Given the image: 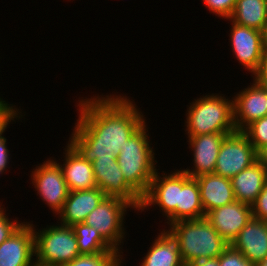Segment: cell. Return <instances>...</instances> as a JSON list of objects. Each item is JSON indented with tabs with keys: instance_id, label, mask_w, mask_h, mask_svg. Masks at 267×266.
Here are the masks:
<instances>
[{
	"instance_id": "25",
	"label": "cell",
	"mask_w": 267,
	"mask_h": 266,
	"mask_svg": "<svg viewBox=\"0 0 267 266\" xmlns=\"http://www.w3.org/2000/svg\"><path fill=\"white\" fill-rule=\"evenodd\" d=\"M125 258L121 253H99L93 255H79L71 262L62 266H120Z\"/></svg>"
},
{
	"instance_id": "22",
	"label": "cell",
	"mask_w": 267,
	"mask_h": 266,
	"mask_svg": "<svg viewBox=\"0 0 267 266\" xmlns=\"http://www.w3.org/2000/svg\"><path fill=\"white\" fill-rule=\"evenodd\" d=\"M205 217L200 197V189L196 178L188 176L179 169V205H177V221L193 220Z\"/></svg>"
},
{
	"instance_id": "5",
	"label": "cell",
	"mask_w": 267,
	"mask_h": 266,
	"mask_svg": "<svg viewBox=\"0 0 267 266\" xmlns=\"http://www.w3.org/2000/svg\"><path fill=\"white\" fill-rule=\"evenodd\" d=\"M30 223L34 231L35 262L62 266L80 255L72 226L47 224V227L38 230L32 221Z\"/></svg>"
},
{
	"instance_id": "4",
	"label": "cell",
	"mask_w": 267,
	"mask_h": 266,
	"mask_svg": "<svg viewBox=\"0 0 267 266\" xmlns=\"http://www.w3.org/2000/svg\"><path fill=\"white\" fill-rule=\"evenodd\" d=\"M211 93L192 100L186 110L185 132L187 136L211 133H234L233 98Z\"/></svg>"
},
{
	"instance_id": "13",
	"label": "cell",
	"mask_w": 267,
	"mask_h": 266,
	"mask_svg": "<svg viewBox=\"0 0 267 266\" xmlns=\"http://www.w3.org/2000/svg\"><path fill=\"white\" fill-rule=\"evenodd\" d=\"M231 133H211L187 136V144L192 153V166L182 169L188 176L196 178L203 174L214 173L219 149L225 137Z\"/></svg>"
},
{
	"instance_id": "37",
	"label": "cell",
	"mask_w": 267,
	"mask_h": 266,
	"mask_svg": "<svg viewBox=\"0 0 267 266\" xmlns=\"http://www.w3.org/2000/svg\"><path fill=\"white\" fill-rule=\"evenodd\" d=\"M256 266H267V257L264 260L258 262Z\"/></svg>"
},
{
	"instance_id": "38",
	"label": "cell",
	"mask_w": 267,
	"mask_h": 266,
	"mask_svg": "<svg viewBox=\"0 0 267 266\" xmlns=\"http://www.w3.org/2000/svg\"><path fill=\"white\" fill-rule=\"evenodd\" d=\"M32 266H48V265H43V264H39L37 262H34Z\"/></svg>"
},
{
	"instance_id": "35",
	"label": "cell",
	"mask_w": 267,
	"mask_h": 266,
	"mask_svg": "<svg viewBox=\"0 0 267 266\" xmlns=\"http://www.w3.org/2000/svg\"><path fill=\"white\" fill-rule=\"evenodd\" d=\"M258 160L267 168V145H265L258 153Z\"/></svg>"
},
{
	"instance_id": "3",
	"label": "cell",
	"mask_w": 267,
	"mask_h": 266,
	"mask_svg": "<svg viewBox=\"0 0 267 266\" xmlns=\"http://www.w3.org/2000/svg\"><path fill=\"white\" fill-rule=\"evenodd\" d=\"M147 126L145 123L125 141V145L121 147L120 154L117 156L125 181L141 197L147 193L158 166L148 133L150 128Z\"/></svg>"
},
{
	"instance_id": "21",
	"label": "cell",
	"mask_w": 267,
	"mask_h": 266,
	"mask_svg": "<svg viewBox=\"0 0 267 266\" xmlns=\"http://www.w3.org/2000/svg\"><path fill=\"white\" fill-rule=\"evenodd\" d=\"M152 241L140 266H185L182 262L177 241L164 228Z\"/></svg>"
},
{
	"instance_id": "17",
	"label": "cell",
	"mask_w": 267,
	"mask_h": 266,
	"mask_svg": "<svg viewBox=\"0 0 267 266\" xmlns=\"http://www.w3.org/2000/svg\"><path fill=\"white\" fill-rule=\"evenodd\" d=\"M64 148V161L59 162L69 191L88 190L97 187L92 162L84 159L69 143Z\"/></svg>"
},
{
	"instance_id": "15",
	"label": "cell",
	"mask_w": 267,
	"mask_h": 266,
	"mask_svg": "<svg viewBox=\"0 0 267 266\" xmlns=\"http://www.w3.org/2000/svg\"><path fill=\"white\" fill-rule=\"evenodd\" d=\"M205 218L229 244L252 218V206L234 201L209 211Z\"/></svg>"
},
{
	"instance_id": "11",
	"label": "cell",
	"mask_w": 267,
	"mask_h": 266,
	"mask_svg": "<svg viewBox=\"0 0 267 266\" xmlns=\"http://www.w3.org/2000/svg\"><path fill=\"white\" fill-rule=\"evenodd\" d=\"M230 21L229 42L232 55L235 56L243 69L252 75L259 66L264 53L262 32Z\"/></svg>"
},
{
	"instance_id": "14",
	"label": "cell",
	"mask_w": 267,
	"mask_h": 266,
	"mask_svg": "<svg viewBox=\"0 0 267 266\" xmlns=\"http://www.w3.org/2000/svg\"><path fill=\"white\" fill-rule=\"evenodd\" d=\"M35 262L34 231L24 223L0 244V266H32Z\"/></svg>"
},
{
	"instance_id": "39",
	"label": "cell",
	"mask_w": 267,
	"mask_h": 266,
	"mask_svg": "<svg viewBox=\"0 0 267 266\" xmlns=\"http://www.w3.org/2000/svg\"><path fill=\"white\" fill-rule=\"evenodd\" d=\"M4 171H5L4 169L0 168V174H2V175H3V173L5 174L6 172H4Z\"/></svg>"
},
{
	"instance_id": "23",
	"label": "cell",
	"mask_w": 267,
	"mask_h": 266,
	"mask_svg": "<svg viewBox=\"0 0 267 266\" xmlns=\"http://www.w3.org/2000/svg\"><path fill=\"white\" fill-rule=\"evenodd\" d=\"M229 20L262 32L267 21V0H236Z\"/></svg>"
},
{
	"instance_id": "36",
	"label": "cell",
	"mask_w": 267,
	"mask_h": 266,
	"mask_svg": "<svg viewBox=\"0 0 267 266\" xmlns=\"http://www.w3.org/2000/svg\"><path fill=\"white\" fill-rule=\"evenodd\" d=\"M262 37H263L264 49H265V51H267V21H266L264 29L262 31Z\"/></svg>"
},
{
	"instance_id": "8",
	"label": "cell",
	"mask_w": 267,
	"mask_h": 266,
	"mask_svg": "<svg viewBox=\"0 0 267 266\" xmlns=\"http://www.w3.org/2000/svg\"><path fill=\"white\" fill-rule=\"evenodd\" d=\"M159 168L156 170L147 193L142 197V203L139 212H145L152 206L162 212L165 216L167 226L177 221V205H179V170L174 169L170 173L162 171L160 175ZM163 176V177H162ZM148 208V209H147Z\"/></svg>"
},
{
	"instance_id": "6",
	"label": "cell",
	"mask_w": 267,
	"mask_h": 266,
	"mask_svg": "<svg viewBox=\"0 0 267 266\" xmlns=\"http://www.w3.org/2000/svg\"><path fill=\"white\" fill-rule=\"evenodd\" d=\"M135 208L126 200L105 197L86 217L84 223L95 228L101 237L116 251H122L126 239L125 217L128 210Z\"/></svg>"
},
{
	"instance_id": "26",
	"label": "cell",
	"mask_w": 267,
	"mask_h": 266,
	"mask_svg": "<svg viewBox=\"0 0 267 266\" xmlns=\"http://www.w3.org/2000/svg\"><path fill=\"white\" fill-rule=\"evenodd\" d=\"M242 132L258 153L267 145V115L248 125Z\"/></svg>"
},
{
	"instance_id": "27",
	"label": "cell",
	"mask_w": 267,
	"mask_h": 266,
	"mask_svg": "<svg viewBox=\"0 0 267 266\" xmlns=\"http://www.w3.org/2000/svg\"><path fill=\"white\" fill-rule=\"evenodd\" d=\"M16 107L13 103L9 104L7 101H0V134L7 128H9L10 123L13 124L16 120L24 118L25 112ZM24 114V115H23Z\"/></svg>"
},
{
	"instance_id": "33",
	"label": "cell",
	"mask_w": 267,
	"mask_h": 266,
	"mask_svg": "<svg viewBox=\"0 0 267 266\" xmlns=\"http://www.w3.org/2000/svg\"><path fill=\"white\" fill-rule=\"evenodd\" d=\"M7 130L5 129L1 134H0V168L4 169L5 172H7L6 170H8L7 168H9V164L11 160V156H10V150L8 149V145H7V138L4 137V133Z\"/></svg>"
},
{
	"instance_id": "1",
	"label": "cell",
	"mask_w": 267,
	"mask_h": 266,
	"mask_svg": "<svg viewBox=\"0 0 267 266\" xmlns=\"http://www.w3.org/2000/svg\"><path fill=\"white\" fill-rule=\"evenodd\" d=\"M90 97L76 101L78 119L68 143L89 162L117 158L125 141L147 123L146 117L126 94Z\"/></svg>"
},
{
	"instance_id": "19",
	"label": "cell",
	"mask_w": 267,
	"mask_h": 266,
	"mask_svg": "<svg viewBox=\"0 0 267 266\" xmlns=\"http://www.w3.org/2000/svg\"><path fill=\"white\" fill-rule=\"evenodd\" d=\"M205 215L218 207L236 201L231 179L215 173L196 177Z\"/></svg>"
},
{
	"instance_id": "9",
	"label": "cell",
	"mask_w": 267,
	"mask_h": 266,
	"mask_svg": "<svg viewBox=\"0 0 267 266\" xmlns=\"http://www.w3.org/2000/svg\"><path fill=\"white\" fill-rule=\"evenodd\" d=\"M257 160V151L247 136L242 131H235L222 142L214 173L231 179Z\"/></svg>"
},
{
	"instance_id": "31",
	"label": "cell",
	"mask_w": 267,
	"mask_h": 266,
	"mask_svg": "<svg viewBox=\"0 0 267 266\" xmlns=\"http://www.w3.org/2000/svg\"><path fill=\"white\" fill-rule=\"evenodd\" d=\"M252 217L267 221V182L252 205Z\"/></svg>"
},
{
	"instance_id": "18",
	"label": "cell",
	"mask_w": 267,
	"mask_h": 266,
	"mask_svg": "<svg viewBox=\"0 0 267 266\" xmlns=\"http://www.w3.org/2000/svg\"><path fill=\"white\" fill-rule=\"evenodd\" d=\"M98 187L88 190L70 191L62 210L57 214L58 221L65 226H73L85 221L98 204L105 198Z\"/></svg>"
},
{
	"instance_id": "30",
	"label": "cell",
	"mask_w": 267,
	"mask_h": 266,
	"mask_svg": "<svg viewBox=\"0 0 267 266\" xmlns=\"http://www.w3.org/2000/svg\"><path fill=\"white\" fill-rule=\"evenodd\" d=\"M220 266H256L249 262L240 251L235 250L229 245L218 257Z\"/></svg>"
},
{
	"instance_id": "10",
	"label": "cell",
	"mask_w": 267,
	"mask_h": 266,
	"mask_svg": "<svg viewBox=\"0 0 267 266\" xmlns=\"http://www.w3.org/2000/svg\"><path fill=\"white\" fill-rule=\"evenodd\" d=\"M97 187L106 197H116L129 202L137 213L142 197L125 181L117 158H97L92 162Z\"/></svg>"
},
{
	"instance_id": "24",
	"label": "cell",
	"mask_w": 267,
	"mask_h": 266,
	"mask_svg": "<svg viewBox=\"0 0 267 266\" xmlns=\"http://www.w3.org/2000/svg\"><path fill=\"white\" fill-rule=\"evenodd\" d=\"M74 229L80 255H93L99 253H120L114 250L98 233V231L85 224L76 223Z\"/></svg>"
},
{
	"instance_id": "34",
	"label": "cell",
	"mask_w": 267,
	"mask_h": 266,
	"mask_svg": "<svg viewBox=\"0 0 267 266\" xmlns=\"http://www.w3.org/2000/svg\"><path fill=\"white\" fill-rule=\"evenodd\" d=\"M191 266H220L218 258L214 259H204L201 261H198Z\"/></svg>"
},
{
	"instance_id": "29",
	"label": "cell",
	"mask_w": 267,
	"mask_h": 266,
	"mask_svg": "<svg viewBox=\"0 0 267 266\" xmlns=\"http://www.w3.org/2000/svg\"><path fill=\"white\" fill-rule=\"evenodd\" d=\"M0 202V244L7 240L13 232H15L24 222L18 220L17 218L12 219L6 214V207ZM12 219V220H11Z\"/></svg>"
},
{
	"instance_id": "28",
	"label": "cell",
	"mask_w": 267,
	"mask_h": 266,
	"mask_svg": "<svg viewBox=\"0 0 267 266\" xmlns=\"http://www.w3.org/2000/svg\"><path fill=\"white\" fill-rule=\"evenodd\" d=\"M210 13L221 19H229L232 15L236 0H202Z\"/></svg>"
},
{
	"instance_id": "2",
	"label": "cell",
	"mask_w": 267,
	"mask_h": 266,
	"mask_svg": "<svg viewBox=\"0 0 267 266\" xmlns=\"http://www.w3.org/2000/svg\"><path fill=\"white\" fill-rule=\"evenodd\" d=\"M166 230L177 241L185 266L204 260L218 258L230 245L204 217L176 221Z\"/></svg>"
},
{
	"instance_id": "7",
	"label": "cell",
	"mask_w": 267,
	"mask_h": 266,
	"mask_svg": "<svg viewBox=\"0 0 267 266\" xmlns=\"http://www.w3.org/2000/svg\"><path fill=\"white\" fill-rule=\"evenodd\" d=\"M30 176L37 196L48 205L56 217L70 192L56 158L50 157L38 164L35 169H32Z\"/></svg>"
},
{
	"instance_id": "12",
	"label": "cell",
	"mask_w": 267,
	"mask_h": 266,
	"mask_svg": "<svg viewBox=\"0 0 267 266\" xmlns=\"http://www.w3.org/2000/svg\"><path fill=\"white\" fill-rule=\"evenodd\" d=\"M232 98L237 131H243L248 125L267 115V88L254 80Z\"/></svg>"
},
{
	"instance_id": "32",
	"label": "cell",
	"mask_w": 267,
	"mask_h": 266,
	"mask_svg": "<svg viewBox=\"0 0 267 266\" xmlns=\"http://www.w3.org/2000/svg\"><path fill=\"white\" fill-rule=\"evenodd\" d=\"M251 76L258 85L267 88V51L264 53L258 69Z\"/></svg>"
},
{
	"instance_id": "16",
	"label": "cell",
	"mask_w": 267,
	"mask_h": 266,
	"mask_svg": "<svg viewBox=\"0 0 267 266\" xmlns=\"http://www.w3.org/2000/svg\"><path fill=\"white\" fill-rule=\"evenodd\" d=\"M252 263L267 257V221L252 217L230 244Z\"/></svg>"
},
{
	"instance_id": "20",
	"label": "cell",
	"mask_w": 267,
	"mask_h": 266,
	"mask_svg": "<svg viewBox=\"0 0 267 266\" xmlns=\"http://www.w3.org/2000/svg\"><path fill=\"white\" fill-rule=\"evenodd\" d=\"M236 201L252 206L267 182V168L257 160L231 178Z\"/></svg>"
}]
</instances>
